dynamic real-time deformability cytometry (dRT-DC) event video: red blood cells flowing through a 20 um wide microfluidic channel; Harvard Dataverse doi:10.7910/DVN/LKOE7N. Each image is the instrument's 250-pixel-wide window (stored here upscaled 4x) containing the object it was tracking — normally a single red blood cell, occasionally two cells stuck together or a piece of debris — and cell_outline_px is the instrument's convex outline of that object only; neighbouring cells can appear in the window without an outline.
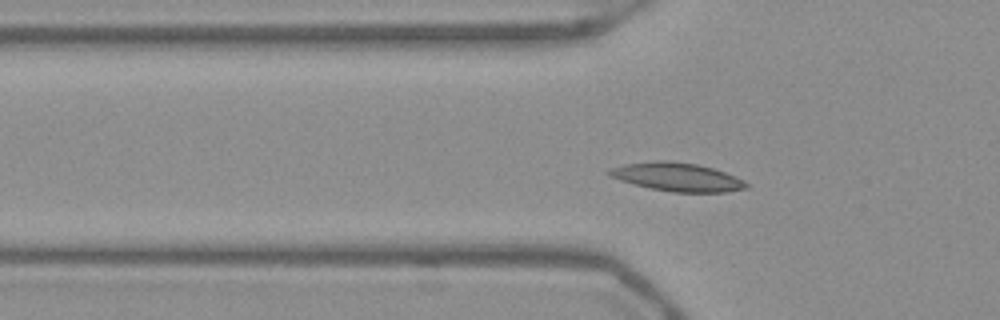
{"species": "Egyptian fruit bat (a non-hibernating species)", "species_latin": "Rousettus aegyptiacus", "temperature_condition": "warm", "stored_images_in_passage": 49, "segment_of_instrument_passage": [1, 2], "camera_frame_rate_fps": 3000, "um_per_image_px": 0.085, "frame": {"image": 1, "passage_image": 13, "time_ms": 4.0, "image_size_px": [1000, 320], "cell_outline_px": [[748, 188], [724, 192], [672, 192], [648, 188], [620, 180], [608, 176], [604, 172], [608, 168], [624, 164], [656, 160], [664, 160], [696, 164], [712, 168], [736, 176], [744, 180], [748, 184]], "centroid_in_image_um": [57.5, 15.04], "position_along_channel_um": 68.3, "area_um2": 22.89}}
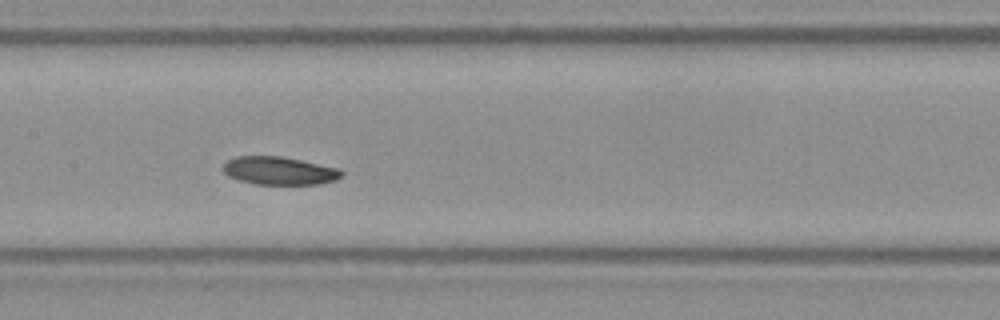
{"frame": {"image": 2, "passage_image": 22, "time_ms": 7.0, "image_size_px": [1000, 320], "cell_outline_px": [[344, 176], [336, 180], [320, 184], [252, 184], [228, 176], [220, 168], [228, 160], [236, 156], [280, 156], [340, 168], [344, 172]], "centroid_in_image_um": [23.76, 14.51], "position_along_channel_um": 183.6, "area_um2": 19.54}}
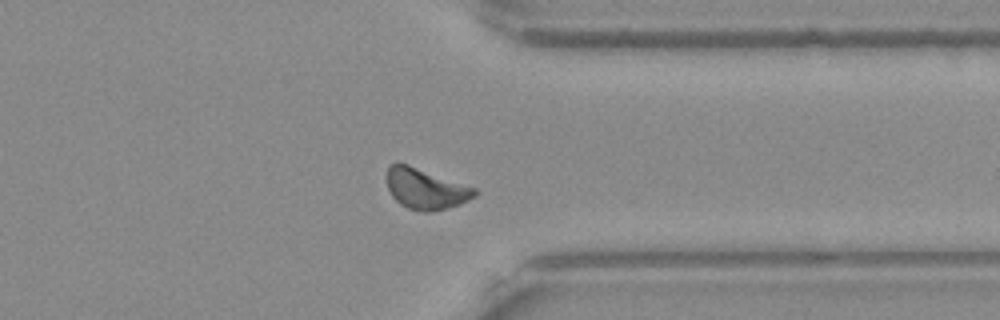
{"frame": {"image": 3, "passage_image": 37, "time_ms": 12.0, "image_size_px": [1000, 320], "cell_outline_px": [[480, 192], [476, 196], [460, 204], [432, 212], [424, 212], [408, 208], [400, 204], [392, 196], [388, 188], [388, 168], [396, 160], [400, 160], [476, 188]], "centroid_in_image_um": [36.19, 16.02], "position_along_channel_um": 375.2, "area_um2": 21.21}}